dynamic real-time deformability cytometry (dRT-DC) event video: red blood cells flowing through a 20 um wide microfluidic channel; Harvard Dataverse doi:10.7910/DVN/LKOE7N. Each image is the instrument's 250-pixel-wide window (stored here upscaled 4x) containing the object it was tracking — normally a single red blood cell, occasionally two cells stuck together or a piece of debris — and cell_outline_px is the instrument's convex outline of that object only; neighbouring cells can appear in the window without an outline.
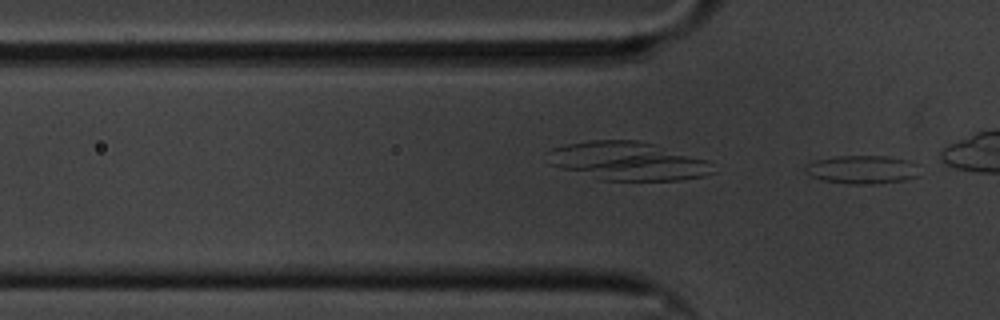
{"species": "common noctule bat (a hibernating species)", "species_latin": "Nyctalus noctula", "temperature_condition": "cold", "stored_images_in_passage": 13, "camera_frame_rate_fps": 3000, "um_per_image_px": 0.085, "animal": {"sex": "male", "body_mass_g": 20.1, "forearm_length_mm": 53.5}, "frame": {"image": 1, "passage_image": 13, "time_ms": 4.0, "image_size_px": [1000, 320], "cell_outline_px": [[920, 176], [904, 180], [872, 184], [848, 184], [820, 180], [808, 176], [804, 172], [804, 164], [816, 160], [836, 156], [884, 156], [908, 160], [916, 164]], "centroid_in_image_um": [73.23, 14.42], "position_along_channel_um": 52.6, "area_um2": 19.19}}